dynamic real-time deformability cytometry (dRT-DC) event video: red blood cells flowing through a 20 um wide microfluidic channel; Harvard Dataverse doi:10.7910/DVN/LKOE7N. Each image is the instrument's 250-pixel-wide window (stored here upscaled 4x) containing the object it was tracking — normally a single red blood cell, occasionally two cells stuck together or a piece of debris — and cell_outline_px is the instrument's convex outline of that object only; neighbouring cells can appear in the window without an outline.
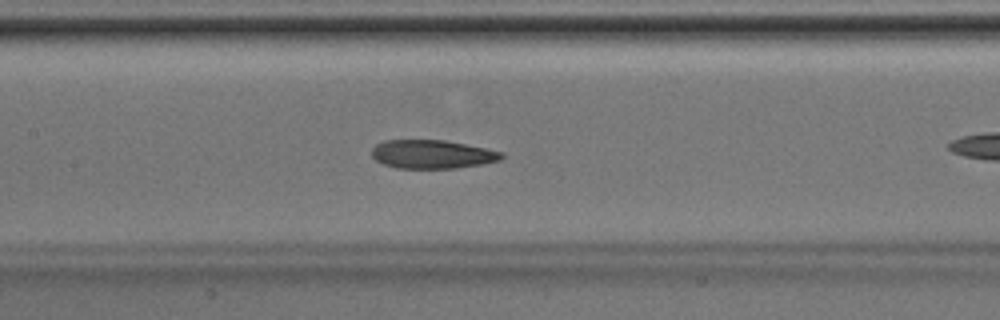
{"species": "Egyptian fruit bat (a non-hibernating species)", "species_latin": "Rousettus aegyptiacus", "temperature_condition": "room temperature", "stored_images_in_passage": 36, "camera_frame_rate_fps": 3000, "um_per_image_px": 0.085, "animal": {"sex": "male"}, "frame": {"image": 1, "passage_image": 21, "time_ms": 6.667, "image_size_px": [1000, 320], "cell_outline_px": [[504, 156], [500, 160], [480, 164], [456, 168], [396, 168], [384, 164], [376, 160], [372, 156], [372, 148], [376, 144], [384, 140], [444, 140], [504, 152]], "centroid_in_image_um": [36.71, 13.11], "position_along_channel_um": 170.7, "area_um2": 21.5}}